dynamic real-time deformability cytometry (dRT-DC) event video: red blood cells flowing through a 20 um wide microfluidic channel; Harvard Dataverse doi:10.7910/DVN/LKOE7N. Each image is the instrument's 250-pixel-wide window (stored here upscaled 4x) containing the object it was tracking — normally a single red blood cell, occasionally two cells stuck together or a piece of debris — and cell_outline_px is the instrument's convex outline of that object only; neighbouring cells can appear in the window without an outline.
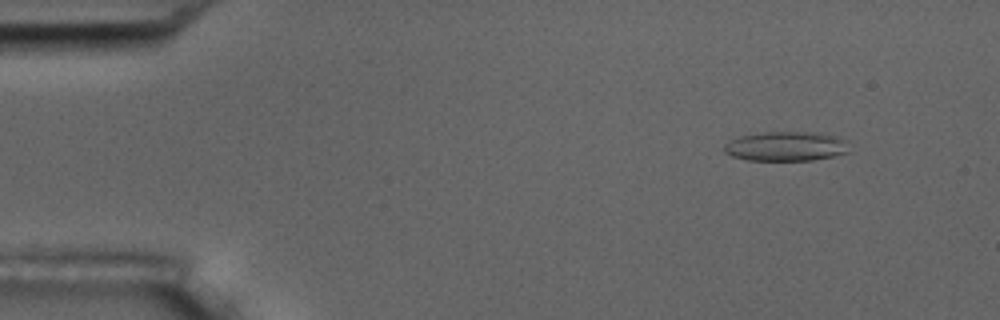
{"species": "common noctule bat (a hibernating species)", "species_latin": "Nyctalus noctula", "temperature_condition": "room temperature", "stored_images_in_passage": 5, "camera_frame_rate_fps": 3000, "um_per_image_px": 0.085, "animal": {"sex": "male", "body_mass_g": 17.5, "forearm_length_mm": 52.3}, "frame": {"image": 1, "passage_image": 2, "time_ms": 0.333, "image_size_px": [1000, 320], "cell_outline_px": [[852, 152], [836, 156], [812, 160], [748, 160], [732, 156], [724, 152], [724, 144], [728, 140], [740, 136], [764, 132], [816, 132], [836, 136], [848, 140]], "centroid_in_image_um": [66.88, 12.43], "position_along_channel_um": 18.1, "area_um2": 21.91}}
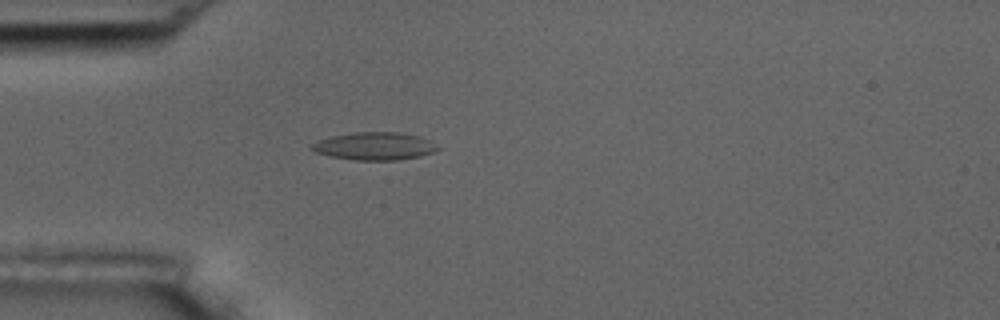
{"frame": {"image": 2, "passage_image": 5, "time_ms": 1.333, "image_size_px": [1000, 320], "cell_outline_px": [[440, 148], [432, 152], [420, 156], [400, 160], [356, 160], [328, 156], [316, 152], [312, 148], [312, 144], [316, 140], [332, 136], [352, 132], [400, 132], [420, 136], [428, 140]], "centroid_in_image_um": [31.82, 12.42], "position_along_channel_um": 53.2, "area_um2": 20.35}}